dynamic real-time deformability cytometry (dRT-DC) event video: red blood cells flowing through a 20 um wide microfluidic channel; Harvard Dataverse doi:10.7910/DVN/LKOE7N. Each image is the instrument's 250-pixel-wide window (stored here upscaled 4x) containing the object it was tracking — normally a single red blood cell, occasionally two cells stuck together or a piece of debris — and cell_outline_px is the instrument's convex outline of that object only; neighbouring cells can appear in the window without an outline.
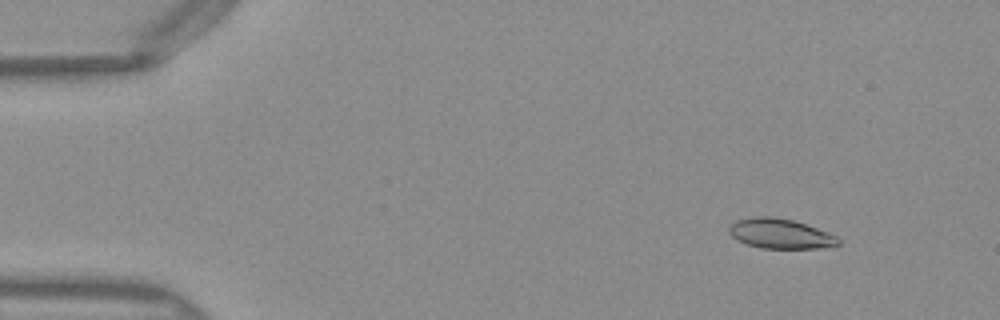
{"species": "Egyptian fruit bat (a non-hibernating species)", "species_latin": "Rousettus aegyptiacus", "temperature_condition": "warm", "stored_images_in_passage": 51, "camera_frame_rate_fps": 3000, "um_per_image_px": 0.085, "frame": {"image": 1, "passage_image": 6, "time_ms": 1.667, "image_size_px": [1000, 320], "cell_outline_px": [[840, 244], [816, 248], [760, 248], [736, 240], [728, 232], [728, 228], [736, 220], [752, 216], [768, 216], [792, 220], [816, 228], [836, 236], [840, 240]], "centroid_in_image_um": [66.27, 19.86], "position_along_channel_um": 18.7, "area_um2": 18.79}}
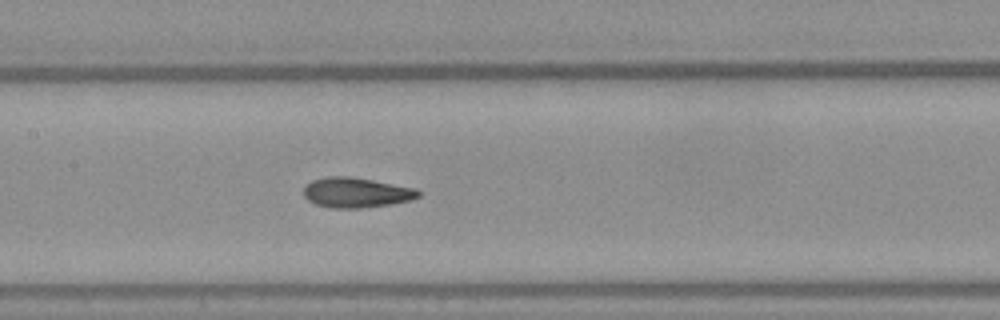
{"frame": {"image": 2, "passage_image": 25, "time_ms": 8.0, "image_size_px": [1000, 320], "cell_outline_px": [[420, 196], [412, 200], [392, 204], [360, 208], [332, 208], [316, 204], [308, 200], [304, 196], [304, 188], [312, 180], [328, 176], [348, 176], [372, 180], [416, 188], [420, 192]], "centroid_in_image_um": [30.3, 16.37], "position_along_channel_um": 177.1, "area_um2": 20.06}}
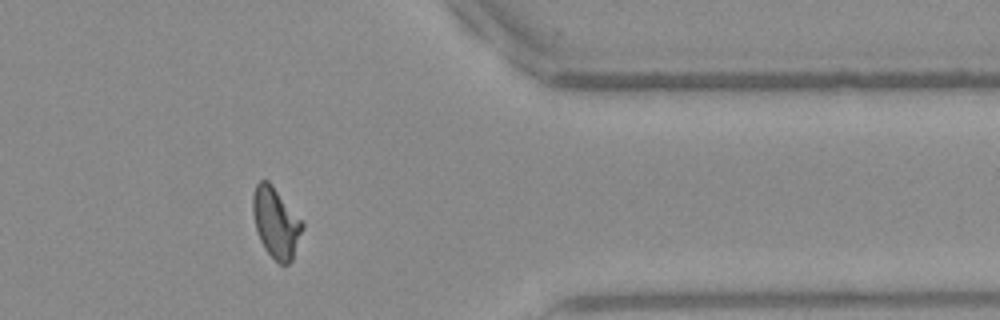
{"frame": {"image": 3, "passage_image": 42, "time_ms": 13.667, "image_size_px": [1000, 320], "cell_outline_px": [[304, 228], [292, 260], [288, 264], [280, 264], [264, 248], [260, 240], [256, 228], [252, 212], [252, 196], [256, 184], [260, 180], [268, 180], [272, 184], [304, 224]], "centroid_in_image_um": [23.44, 18.92], "position_along_channel_um": 388.0, "area_um2": 20.17}, "authors_computed_cell_mechanics": {"area_um2": 19.7098, "velocity_mm_per_s": 4.0248, "shape_relaxation_time_tau1_ms": null, "shape_relaxation_time_tau2_ms": 1.3829, "deformation_change_tau1": null, "deformation_change_tau2": 0.0803}}